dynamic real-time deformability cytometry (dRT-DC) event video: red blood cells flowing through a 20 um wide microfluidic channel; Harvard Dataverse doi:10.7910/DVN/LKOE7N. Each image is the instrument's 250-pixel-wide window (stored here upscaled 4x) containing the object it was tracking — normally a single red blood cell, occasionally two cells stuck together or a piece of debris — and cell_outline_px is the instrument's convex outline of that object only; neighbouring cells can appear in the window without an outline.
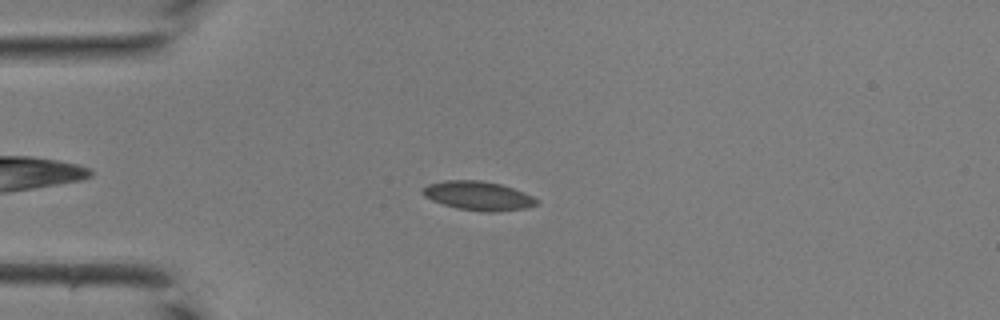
{"species": "common noctule bat (a hibernating species)", "species_latin": "Nyctalus noctula", "temperature_condition": "room temperature", "stored_images_in_passage": 41, "camera_frame_rate_fps": 3000, "um_per_image_px": 0.085, "animal": {"sex": "male", "body_mass_g": 19.0, "forearm_length_mm": 50.8}, "frame": {"image": 1, "passage_image": 9, "time_ms": 2.667, "image_size_px": [1000, 320], "cell_outline_px": [[536, 204], [528, 208], [496, 212], [484, 212], [456, 208], [432, 200], [424, 196], [420, 192], [428, 184], [444, 180], [480, 180], [500, 184], [524, 192], [532, 196], [536, 200]], "centroid_in_image_um": [40.63, 16.64], "position_along_channel_um": 44.4, "area_um2": 19.19}}
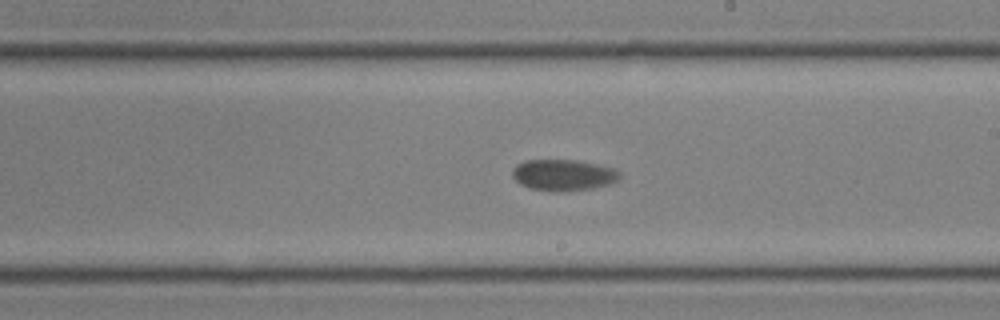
{"frame": {"image": 2, "passage_image": 23, "time_ms": 7.333, "image_size_px": [1000, 320], "cell_outline_px": [[620, 176], [616, 180], [608, 184], [592, 188], [560, 192], [556, 192], [528, 188], [520, 184], [512, 176], [512, 168], [516, 164], [524, 160], [576, 160], [596, 164], [612, 168], [620, 172]], "centroid_in_image_um": [47.82, 14.88], "position_along_channel_um": 241.2, "area_um2": 19.54}}
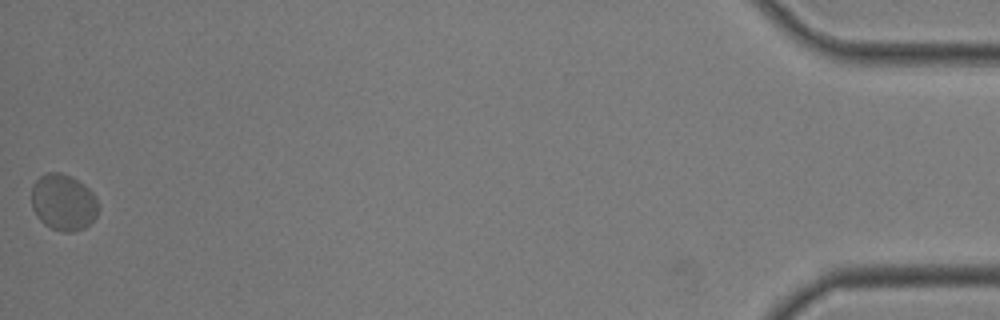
{"frame": {"image": 3, "passage_image": 41, "time_ms": 13.333, "image_size_px": [1000, 320], "cell_outline_px": [[100, 208], [96, 216], [84, 228], [72, 232], [64, 232], [52, 228], [44, 224], [36, 216], [32, 208], [32, 184], [44, 172], [60, 172], [72, 176], [84, 184], [92, 192]], "centroid_in_image_um": [5.37, 17.18], "position_along_channel_um": 429.8, "area_um2": 22.14}}